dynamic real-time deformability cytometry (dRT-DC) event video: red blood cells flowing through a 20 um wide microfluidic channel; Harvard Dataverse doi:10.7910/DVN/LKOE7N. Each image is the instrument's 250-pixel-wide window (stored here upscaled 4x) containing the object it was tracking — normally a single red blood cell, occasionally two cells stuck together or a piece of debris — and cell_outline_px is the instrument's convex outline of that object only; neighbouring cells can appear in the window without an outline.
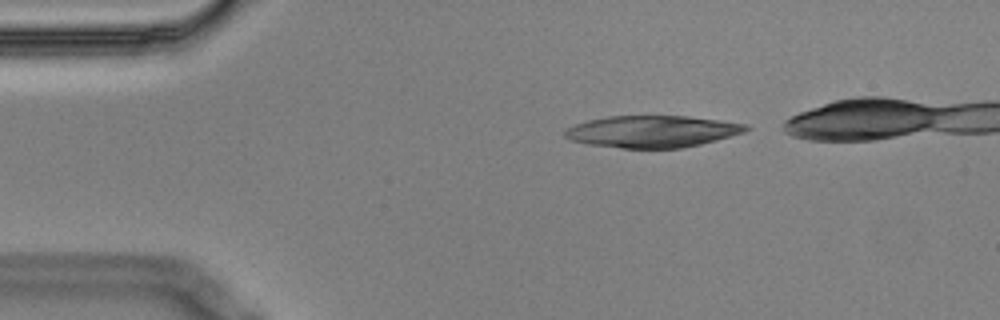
{"species": "Egyptian fruit bat (a non-hibernating species)", "species_latin": "Rousettus aegyptiacus", "temperature_condition": "cold", "stored_images_in_passage": 6, "camera_frame_rate_fps": 3000, "um_per_image_px": 0.085, "animal": {"sex": "male"}, "frame": {"image": 1, "passage_image": 1, "time_ms": 0.0, "image_size_px": [1000, 320], "cell_outline_px": [[752, 128], [744, 132], [716, 140], [700, 144], [680, 148], [620, 148], [588, 144], [572, 140], [564, 136], [564, 132], [568, 128], [576, 124], [588, 120], [608, 116], [688, 116], [748, 124]], "centroid_in_image_um": [55.46, 11.17], "position_along_channel_um": 29.5, "area_um2": 33.47}}